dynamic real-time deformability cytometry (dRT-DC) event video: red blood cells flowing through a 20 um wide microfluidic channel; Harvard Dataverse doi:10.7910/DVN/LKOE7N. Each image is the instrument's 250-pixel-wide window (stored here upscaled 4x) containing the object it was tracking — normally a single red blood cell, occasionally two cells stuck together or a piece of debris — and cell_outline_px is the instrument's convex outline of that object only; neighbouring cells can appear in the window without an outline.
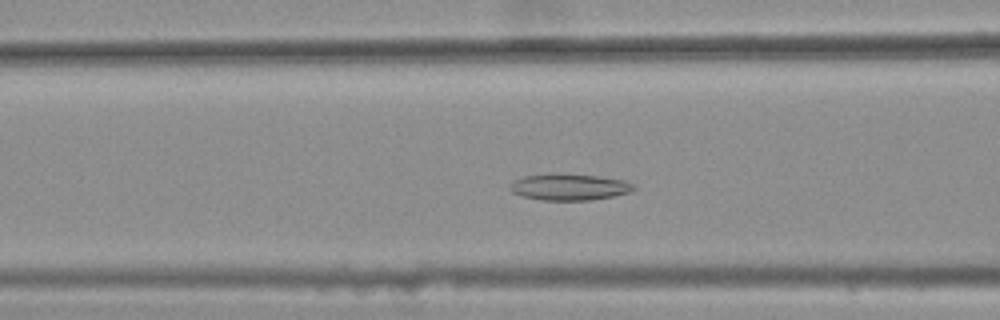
{"species": "common noctule bat (a hibernating species)", "species_latin": "Nyctalus noctula", "temperature_condition": "warm", "stored_images_in_passage": 35, "camera_frame_rate_fps": 3000, "um_per_image_px": 0.085, "animal": {"sex": "female", "body_mass_g": 25.1}, "frame": {"image": 1, "passage_image": 11, "time_ms": 3.333, "image_size_px": [1000, 320], "cell_outline_px": [[636, 188], [632, 192], [612, 196], [588, 200], [540, 200], [520, 196], [512, 192], [508, 188], [508, 184], [512, 180], [524, 176], [600, 176], [624, 180], [632, 184]], "centroid_in_image_um": [48.37, 15.94], "position_along_channel_um": 118.2, "area_um2": 18.44}}
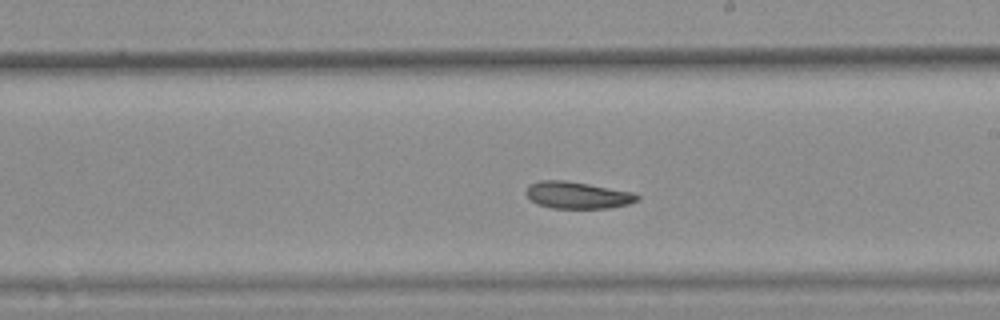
{"frame": {"image": 2, "passage_image": 21, "time_ms": 6.667, "image_size_px": [1000, 320], "cell_outline_px": [[640, 200], [628, 204], [608, 208], [552, 208], [536, 204], [524, 192], [528, 184], [540, 180], [564, 180], [588, 184], [632, 192], [640, 196]], "centroid_in_image_um": [49.05, 16.58], "position_along_channel_um": 239.9, "area_um2": 17.46}}
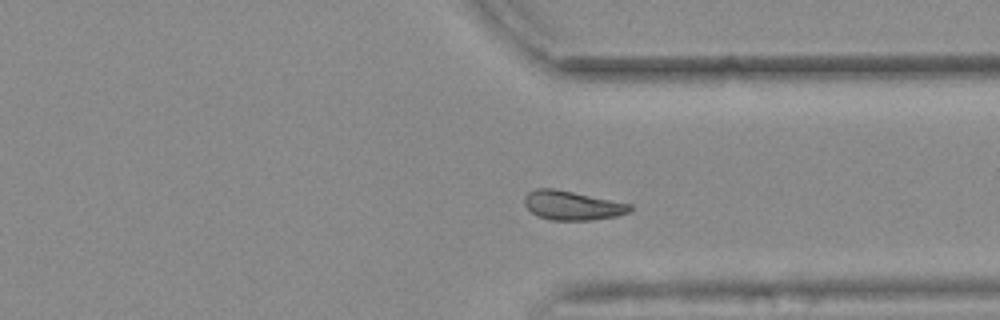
{"frame": {"image": 3, "passage_image": 31, "time_ms": 10.0, "image_size_px": [1000, 320], "cell_outline_px": [[632, 212], [616, 216], [592, 220], [552, 220], [536, 216], [524, 204], [524, 196], [528, 192], [536, 188], [552, 188], [632, 204]], "centroid_in_image_um": [48.64, 17.47], "position_along_channel_um": 362.8, "area_um2": 17.92}, "authors_computed_cell_mechanics": {"area_um2": 18.0914, "velocity_mm_per_s": 3.6602, "shape_relaxation_time_tau1_ms": null, "shape_relaxation_time_tau2_ms": 6.4398, "deformation_change_tau1": null, "deformation_change_tau2": 0.1181}}